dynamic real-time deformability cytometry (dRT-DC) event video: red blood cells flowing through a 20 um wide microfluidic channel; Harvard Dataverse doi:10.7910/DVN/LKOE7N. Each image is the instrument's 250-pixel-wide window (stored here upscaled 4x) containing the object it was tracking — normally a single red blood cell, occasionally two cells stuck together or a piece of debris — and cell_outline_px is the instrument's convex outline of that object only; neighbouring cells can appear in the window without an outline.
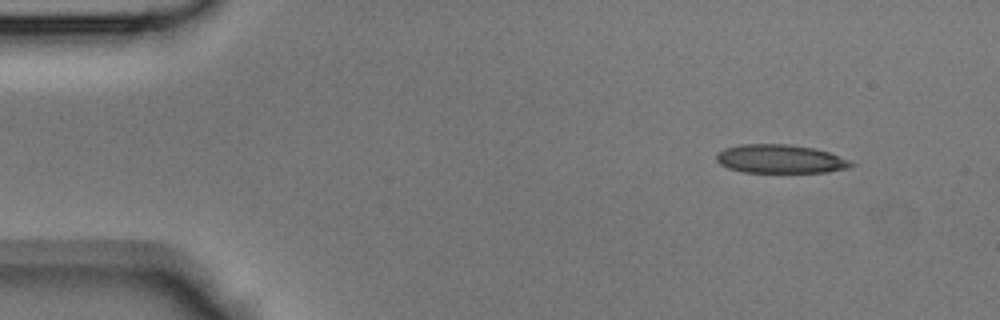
{"species": "Egyptian fruit bat (a non-hibernating species)", "species_latin": "Rousettus aegyptiacus", "temperature_condition": "room temperature", "stored_images_in_passage": 39, "camera_frame_rate_fps": 3000, "um_per_image_px": 0.085, "animal": {"sex": "male"}, "frame": {"image": 1, "passage_image": 1, "time_ms": 0.0, "image_size_px": [1000, 320], "cell_outline_px": [[856, 164], [848, 168], [828, 172], [744, 172], [728, 168], [720, 164], [716, 160], [716, 156], [724, 148], [740, 144], [788, 144], [812, 148], [828, 152], [848, 160]], "centroid_in_image_um": [66.3, 13.51], "position_along_channel_um": 18.7, "area_um2": 22.31}}
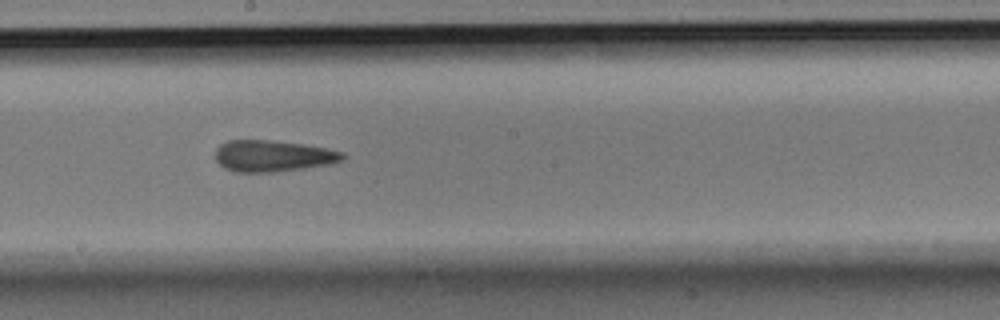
{"frame": {"image": 2, "passage_image": 20, "time_ms": 6.333, "image_size_px": [1000, 320], "cell_outline_px": [[348, 156], [344, 160], [332, 164], [276, 172], [236, 172], [224, 168], [216, 160], [216, 148], [220, 144], [228, 140], [272, 140], [304, 144], [328, 148], [344, 152]], "centroid_in_image_um": [23.25, 13.25], "position_along_channel_um": 224.9, "area_um2": 23.64}}
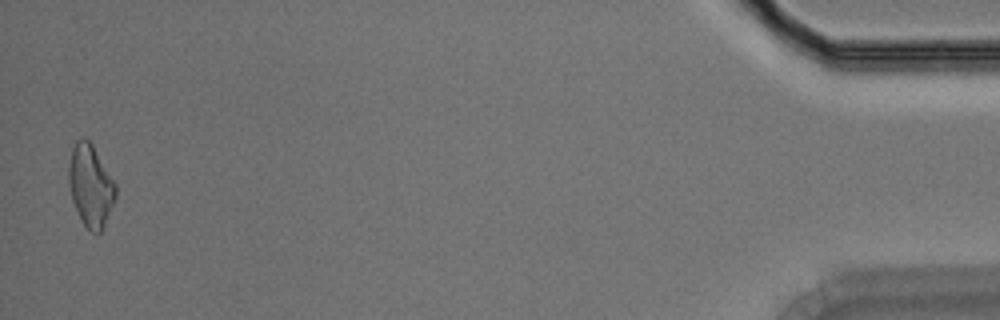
{"frame": {"image": 3, "passage_image": 39, "time_ms": 12.667, "image_size_px": [1000, 320], "cell_outline_px": [[116, 196], [104, 228], [100, 232], [92, 232], [84, 224], [72, 200], [68, 180], [68, 168], [72, 148], [76, 140], [80, 136], [84, 136], [92, 144], [116, 184]], "centroid_in_image_um": [7.7, 15.75], "position_along_channel_um": 427.5, "area_um2": 22.31}}